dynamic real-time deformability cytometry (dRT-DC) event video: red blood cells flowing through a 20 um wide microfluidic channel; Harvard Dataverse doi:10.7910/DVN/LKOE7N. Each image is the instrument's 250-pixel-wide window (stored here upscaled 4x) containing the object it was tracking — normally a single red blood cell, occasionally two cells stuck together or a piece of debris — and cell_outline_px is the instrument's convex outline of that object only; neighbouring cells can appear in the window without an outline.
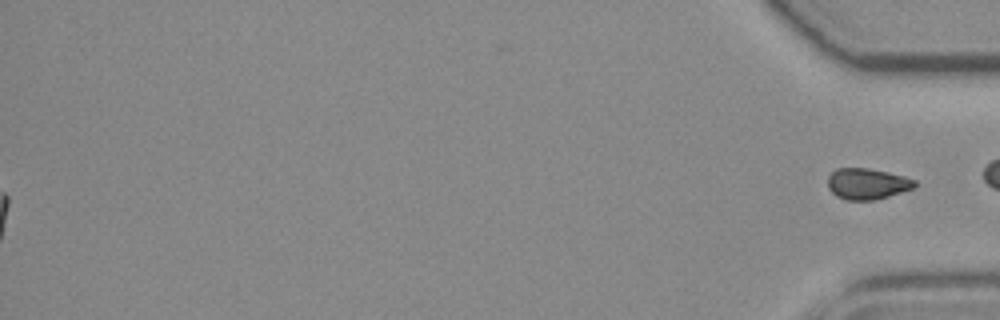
{"species": "common noctule bat (a hibernating species)", "species_latin": "Nyctalus noctula", "temperature_condition": "room temperature", "stored_images_in_passage": 52, "segment_of_instrument_passage": [2, 2], "camera_frame_rate_fps": 3000, "um_per_image_px": 0.085, "animal": {"sex": "female", "body_mass_g": 19.3, "forearm_length_mm": 54.1}, "frame": {"image": 1, "passage_image": 52, "time_ms": 17.0, "image_size_px": [1000, 320], "cell_outline_px": [[916, 188], [876, 200], [844, 200], [836, 196], [828, 188], [828, 176], [836, 168], [868, 168], [888, 172], [904, 176], [916, 180]], "centroid_in_image_um": [73.72, 15.63], "position_along_channel_um": 361.5, "area_um2": 15.95}}